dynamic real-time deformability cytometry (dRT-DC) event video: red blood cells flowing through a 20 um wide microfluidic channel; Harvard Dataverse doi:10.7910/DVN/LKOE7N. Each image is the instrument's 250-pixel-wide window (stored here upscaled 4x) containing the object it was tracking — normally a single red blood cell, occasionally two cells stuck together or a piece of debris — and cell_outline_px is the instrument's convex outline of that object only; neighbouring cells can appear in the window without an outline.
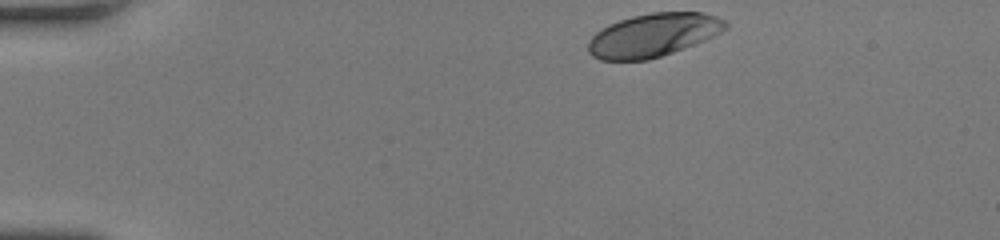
{"species": "human", "species_latin": "Homo sapiens", "temperature_condition": "room temperature", "stored_images_in_passage": 36, "camera_frame_rate_fps": 3000, "um_per_image_px": 0.085, "donor": {"sex": "female"}, "frame": {"image": 1, "passage_image": 1, "time_ms": 0.0, "image_size_px": [1000, 240], "cell_outline_px": [[728, 28], [704, 40], [672, 52], [648, 60], [600, 60], [592, 56], [588, 52], [588, 40], [596, 32], [608, 24], [632, 16], [652, 12], [704, 12], [716, 16], [724, 20], [728, 24]], "centroid_in_image_um": [55.5, 2.98], "position_along_channel_um": 29.5, "area_um2": 34.56}}
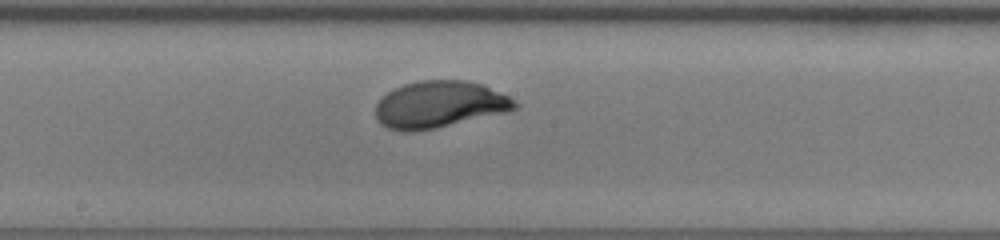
{"frame": {"image": 2, "passage_image": 21, "time_ms": 6.667, "image_size_px": [1000, 240], "cell_outline_px": [[520, 104], [516, 108], [508, 112], [436, 128], [412, 132], [400, 132], [388, 128], [380, 124], [376, 116], [376, 104], [388, 92], [404, 84], [420, 80], [464, 80], [484, 84], [508, 96]], "centroid_in_image_um": [37.37, 8.89], "position_along_channel_um": 210.8, "area_um2": 38.15}}
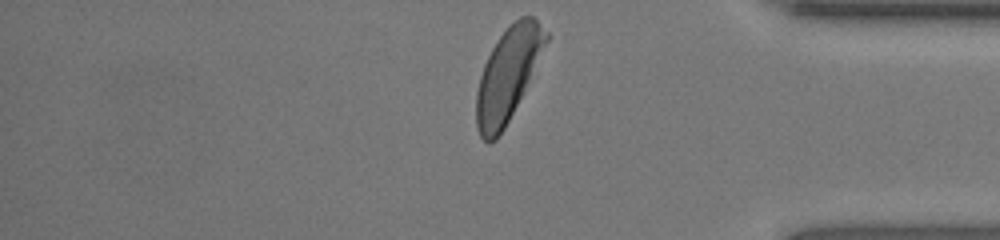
{"frame": {"image": 3, "passage_image": 36, "time_ms": 11.667, "image_size_px": [1000, 240], "cell_outline_px": [[548, 40], [504, 128], [496, 140], [488, 144], [480, 136], [476, 128], [476, 92], [480, 76], [484, 64], [492, 48], [500, 36], [520, 16], [532, 16], [548, 32]], "centroid_in_image_um": [43.13, 6.36], "position_along_channel_um": 392.1, "area_um2": 36.53}, "authors_computed_cell_mechanics": {"area_um2": 37.2232, "velocity_mm_per_s": 3.9522, "shape_relaxation_time_tau1_ms": 2.8626, "shape_relaxation_time_tau2_ms": null, "deformation_change_tau1": 0.1844, "deformation_change_tau2": null}}